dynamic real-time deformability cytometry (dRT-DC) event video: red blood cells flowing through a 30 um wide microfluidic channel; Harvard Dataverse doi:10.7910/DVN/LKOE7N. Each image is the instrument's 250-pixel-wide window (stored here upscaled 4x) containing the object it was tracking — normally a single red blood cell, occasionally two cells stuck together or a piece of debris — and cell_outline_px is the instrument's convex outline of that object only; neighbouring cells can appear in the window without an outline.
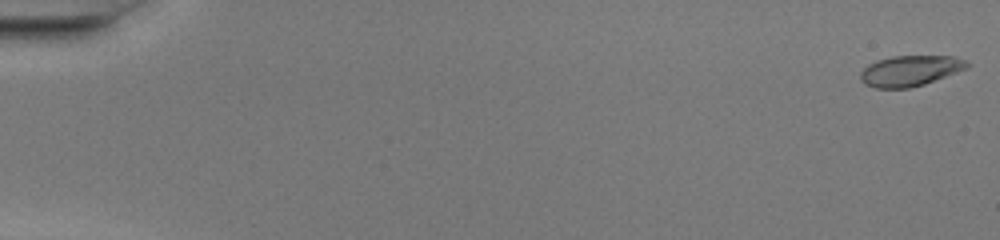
{"species": "common noctule bat (a hibernating species)", "species_latin": "Nyctalus noctula", "temperature_condition": "warm", "stored_images_in_passage": 50, "camera_frame_rate_fps": 3000, "um_per_image_px": 0.085, "animal": {"sex": "female", "body_mass_g": 20.0, "forearm_length_mm": 54.0}, "frame": {"image": 1, "passage_image": 1, "time_ms": 0.0, "image_size_px": [1000, 240], "cell_outline_px": [[972, 64], [968, 68], [924, 84], [908, 88], [876, 88], [864, 84], [860, 80], [860, 72], [868, 64], [876, 60], [892, 56], [952, 56], [964, 60]], "centroid_in_image_um": [77.34, 6.01], "position_along_channel_um": 7.7, "area_um2": 19.07}}
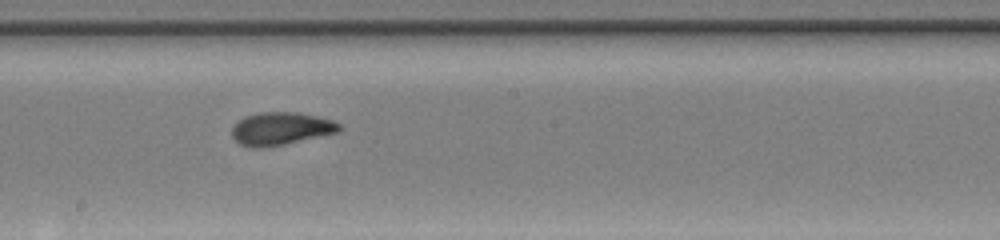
{"frame": {"image": 2, "passage_image": 29, "time_ms": 9.333, "image_size_px": [1000, 240], "cell_outline_px": [[344, 128], [340, 132], [284, 144], [260, 148], [248, 148], [240, 144], [232, 136], [232, 128], [244, 116], [260, 112], [296, 112], [316, 116], [332, 120], [340, 124]], "centroid_in_image_um": [23.89, 10.94], "position_along_channel_um": 224.3, "area_um2": 20.58}}
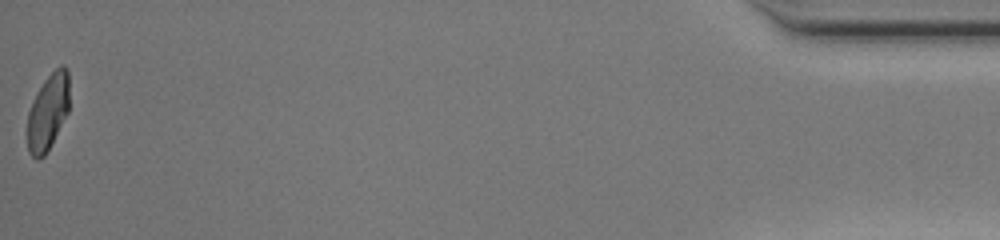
{"frame": {"image": 3, "passage_image": 50, "time_ms": 16.333, "image_size_px": [1000, 240], "cell_outline_px": [[68, 112], [44, 156], [40, 160], [36, 160], [28, 152], [24, 132], [28, 112], [32, 100], [44, 80], [60, 64], [64, 64], [68, 68]], "centroid_in_image_um": [4.01, 9.55], "position_along_channel_um": 431.2, "area_um2": 19.07}, "authors_computed_cell_mechanics": {"area_um2": 20.0566, "velocity_mm_per_s": 4.2485, "shape_relaxation_time_tau1_ms": 7.0433, "shape_relaxation_time_tau2_ms": 0.6868, "deformation_change_tau1": 0.294, "deformation_change_tau2": 0.0637}}